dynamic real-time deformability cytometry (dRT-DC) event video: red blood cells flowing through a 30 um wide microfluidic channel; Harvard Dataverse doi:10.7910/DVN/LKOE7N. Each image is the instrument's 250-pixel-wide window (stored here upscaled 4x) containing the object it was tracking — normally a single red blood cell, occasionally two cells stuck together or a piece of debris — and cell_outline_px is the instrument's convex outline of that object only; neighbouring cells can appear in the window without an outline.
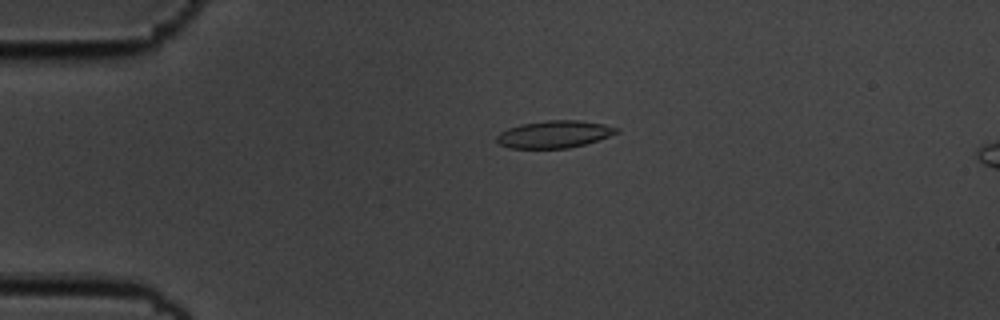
{"species": "common noctule bat (a hibernating species)", "species_latin": "Nyctalus noctula", "temperature_condition": "cold", "stored_images_in_passage": 18, "camera_frame_rate_fps": 3000, "um_per_image_px": 0.085, "animal": {"sex": "male", "body_mass_g": 19.5, "forearm_length_mm": 54.6}, "frame": {"image": 1, "passage_image": 13, "time_ms": 4.0, "image_size_px": [1000, 320], "cell_outline_px": [[620, 132], [584, 144], [568, 148], [508, 148], [500, 144], [496, 140], [496, 136], [500, 132], [508, 128], [520, 124], [548, 120], [576, 120], [604, 124], [620, 128]], "centroid_in_image_um": [47.1, 11.4], "position_along_channel_um": 37.9, "area_um2": 18.96}}